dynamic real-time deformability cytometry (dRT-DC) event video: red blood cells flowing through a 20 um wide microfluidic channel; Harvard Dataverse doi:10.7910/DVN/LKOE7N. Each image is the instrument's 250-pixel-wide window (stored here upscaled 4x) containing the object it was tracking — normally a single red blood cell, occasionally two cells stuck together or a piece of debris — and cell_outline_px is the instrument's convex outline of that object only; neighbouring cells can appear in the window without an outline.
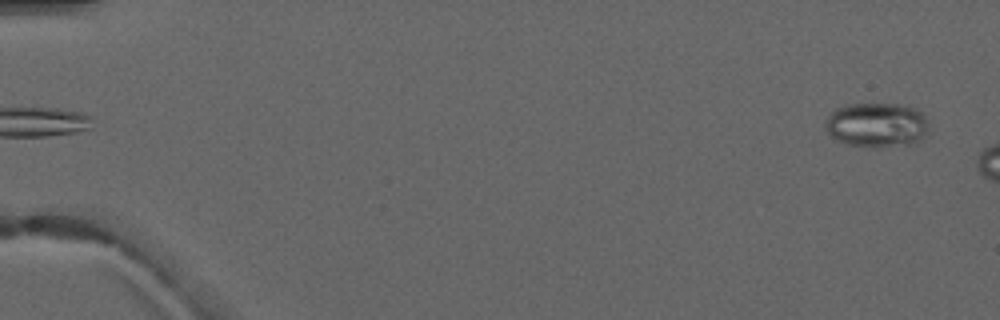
{"species": "common noctule bat (a hibernating species)", "species_latin": "Nyctalus noctula", "temperature_condition": "warm", "stored_images_in_passage": 5, "camera_frame_rate_fps": 3000, "um_per_image_px": 0.085, "animal": {"sex": "male", "forearm_length_mm": 52.5}, "frame": {"image": 1, "passage_image": 5, "time_ms": 6.0, "image_size_px": [1000, 320], "cell_outline_px": [[928, 132], [924, 140], [916, 144], [880, 148], [872, 148], [848, 144], [836, 140], [828, 132], [828, 116], [836, 108], [848, 104], [900, 104], [916, 108], [924, 116], [928, 124]], "centroid_in_image_um": [74.61, 10.65], "position_along_channel_um": 10.4, "area_um2": 27.22}}